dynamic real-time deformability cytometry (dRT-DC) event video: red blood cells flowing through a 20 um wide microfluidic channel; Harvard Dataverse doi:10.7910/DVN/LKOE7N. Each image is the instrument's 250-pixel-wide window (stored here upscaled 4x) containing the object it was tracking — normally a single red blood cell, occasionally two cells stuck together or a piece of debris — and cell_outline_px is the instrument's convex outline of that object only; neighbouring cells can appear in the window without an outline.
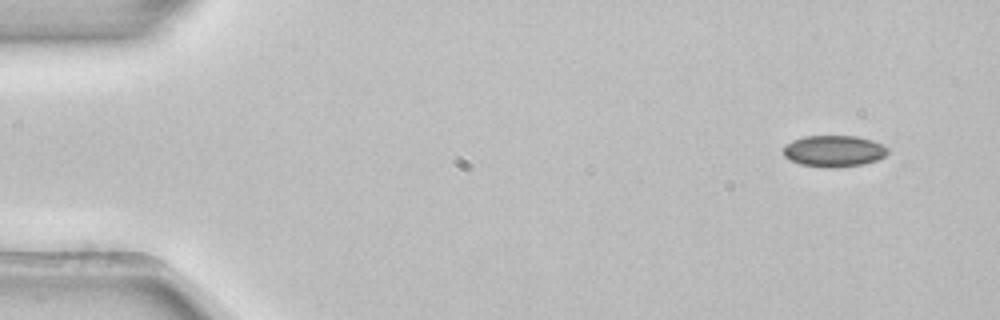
{"species": "common noctule bat (a hibernating species)", "species_latin": "Nyctalus noctula", "temperature_condition": "room temperature", "stored_images_in_passage": 4, "camera_frame_rate_fps": 3000, "um_per_image_px": 0.085, "animal": {"sex": "female", "body_mass_g": 22.7, "forearm_length_mm": 54.2}, "frame": {"image": 1, "passage_image": 1, "time_ms": 0.0, "image_size_px": [1000, 320], "cell_outline_px": [[888, 152], [884, 156], [876, 160], [864, 164], [832, 168], [800, 164], [784, 156], [784, 144], [792, 140], [804, 136], [856, 136], [872, 140], [888, 148]], "centroid_in_image_um": [70.87, 12.83], "position_along_channel_um": 14.1, "area_um2": 19.02}}
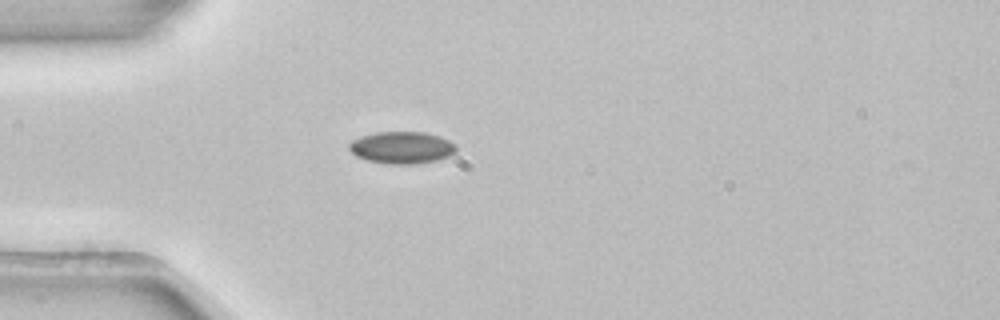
{"frame": {"image": 2, "passage_image": 4, "time_ms": 1.0, "image_size_px": [1000, 320], "cell_outline_px": [[456, 152], [448, 156], [436, 160], [416, 164], [384, 164], [368, 160], [356, 156], [348, 148], [348, 144], [352, 140], [360, 136], [376, 132], [424, 132], [440, 136], [456, 144]], "centroid_in_image_um": [34.14, 12.54], "position_along_channel_um": 50.9, "area_um2": 20.11}}